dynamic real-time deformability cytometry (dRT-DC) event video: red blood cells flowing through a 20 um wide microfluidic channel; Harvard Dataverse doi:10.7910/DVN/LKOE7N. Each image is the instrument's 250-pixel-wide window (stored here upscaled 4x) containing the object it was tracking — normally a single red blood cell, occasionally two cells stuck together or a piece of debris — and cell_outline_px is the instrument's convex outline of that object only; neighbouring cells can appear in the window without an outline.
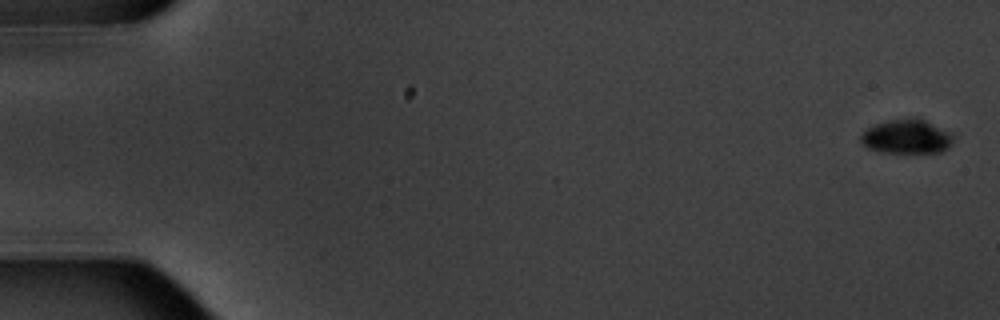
{"species": "common noctule bat (a hibernating species)", "species_latin": "Nyctalus noctula", "temperature_condition": "warm", "stored_images_in_passage": 6, "camera_frame_rate_fps": 3000, "um_per_image_px": 0.085, "animal": {"sex": "male", "body_mass_g": 20.1, "forearm_length_mm": 53.5}, "frame": {"image": 1, "passage_image": 1, "time_ms": 0.0, "image_size_px": [1000, 320], "cell_outline_px": [[952, 144], [948, 148], [940, 152], [884, 152], [868, 148], [860, 140], [860, 136], [872, 124], [888, 120], [924, 120], [948, 132], [952, 136]], "centroid_in_image_um": [77.03, 11.64], "position_along_channel_um": 8.0, "area_um2": 17.74}}
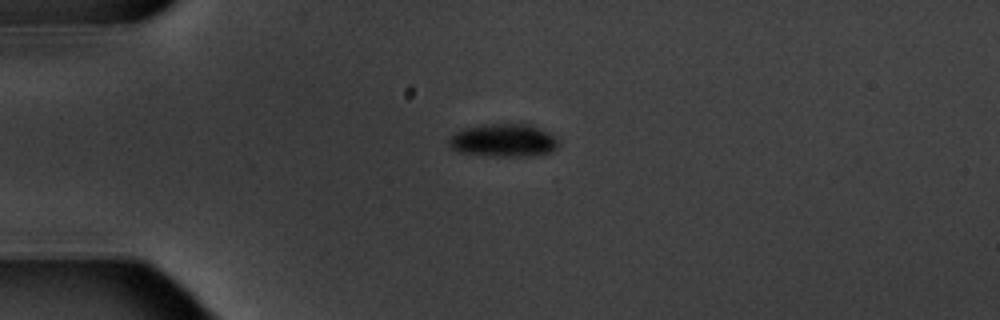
{"frame": {"image": 2, "passage_image": 5, "time_ms": 4.667, "image_size_px": [1000, 320], "cell_outline_px": [[560, 144], [552, 152], [536, 156], [492, 156], [456, 152], [448, 144], [448, 136], [464, 128], [484, 124], [532, 124], [556, 136], [560, 140]], "centroid_in_image_um": [42.83, 11.94], "position_along_channel_um": 42.2, "area_um2": 21.56}}